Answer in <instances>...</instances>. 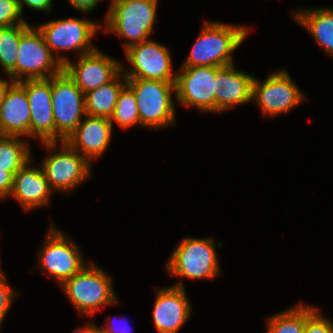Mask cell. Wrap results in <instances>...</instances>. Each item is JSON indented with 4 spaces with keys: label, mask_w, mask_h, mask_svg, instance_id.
Wrapping results in <instances>:
<instances>
[{
    "label": "cell",
    "mask_w": 333,
    "mask_h": 333,
    "mask_svg": "<svg viewBox=\"0 0 333 333\" xmlns=\"http://www.w3.org/2000/svg\"><path fill=\"white\" fill-rule=\"evenodd\" d=\"M16 292L6 284V277L4 274L0 275V327L3 319L9 310Z\"/></svg>",
    "instance_id": "obj_29"
},
{
    "label": "cell",
    "mask_w": 333,
    "mask_h": 333,
    "mask_svg": "<svg viewBox=\"0 0 333 333\" xmlns=\"http://www.w3.org/2000/svg\"><path fill=\"white\" fill-rule=\"evenodd\" d=\"M112 126L115 120L122 128L140 125L137 102L132 89L126 84L119 93L114 113L110 118Z\"/></svg>",
    "instance_id": "obj_26"
},
{
    "label": "cell",
    "mask_w": 333,
    "mask_h": 333,
    "mask_svg": "<svg viewBox=\"0 0 333 333\" xmlns=\"http://www.w3.org/2000/svg\"><path fill=\"white\" fill-rule=\"evenodd\" d=\"M76 329L78 330V331H76ZM75 329V333H93V324H90V325H88L87 324V327L86 328H76Z\"/></svg>",
    "instance_id": "obj_35"
},
{
    "label": "cell",
    "mask_w": 333,
    "mask_h": 333,
    "mask_svg": "<svg viewBox=\"0 0 333 333\" xmlns=\"http://www.w3.org/2000/svg\"><path fill=\"white\" fill-rule=\"evenodd\" d=\"M126 57L133 69L126 71V79H147L175 82L171 57L168 49L158 43L147 40L127 48Z\"/></svg>",
    "instance_id": "obj_10"
},
{
    "label": "cell",
    "mask_w": 333,
    "mask_h": 333,
    "mask_svg": "<svg viewBox=\"0 0 333 333\" xmlns=\"http://www.w3.org/2000/svg\"><path fill=\"white\" fill-rule=\"evenodd\" d=\"M254 77L237 71L234 65L216 67L215 112L252 100Z\"/></svg>",
    "instance_id": "obj_18"
},
{
    "label": "cell",
    "mask_w": 333,
    "mask_h": 333,
    "mask_svg": "<svg viewBox=\"0 0 333 333\" xmlns=\"http://www.w3.org/2000/svg\"><path fill=\"white\" fill-rule=\"evenodd\" d=\"M63 70L86 94L110 82L122 70V65L95 49L90 53L79 55L77 65L68 60Z\"/></svg>",
    "instance_id": "obj_15"
},
{
    "label": "cell",
    "mask_w": 333,
    "mask_h": 333,
    "mask_svg": "<svg viewBox=\"0 0 333 333\" xmlns=\"http://www.w3.org/2000/svg\"><path fill=\"white\" fill-rule=\"evenodd\" d=\"M14 175L8 171V167H0V198L11 194Z\"/></svg>",
    "instance_id": "obj_30"
},
{
    "label": "cell",
    "mask_w": 333,
    "mask_h": 333,
    "mask_svg": "<svg viewBox=\"0 0 333 333\" xmlns=\"http://www.w3.org/2000/svg\"><path fill=\"white\" fill-rule=\"evenodd\" d=\"M247 28L223 23L204 24L190 55L182 67H225L233 64L231 53L245 39Z\"/></svg>",
    "instance_id": "obj_1"
},
{
    "label": "cell",
    "mask_w": 333,
    "mask_h": 333,
    "mask_svg": "<svg viewBox=\"0 0 333 333\" xmlns=\"http://www.w3.org/2000/svg\"><path fill=\"white\" fill-rule=\"evenodd\" d=\"M19 136L0 135V167H8L13 175L28 161L30 150Z\"/></svg>",
    "instance_id": "obj_23"
},
{
    "label": "cell",
    "mask_w": 333,
    "mask_h": 333,
    "mask_svg": "<svg viewBox=\"0 0 333 333\" xmlns=\"http://www.w3.org/2000/svg\"><path fill=\"white\" fill-rule=\"evenodd\" d=\"M113 326V325H112ZM110 324L109 326L107 325V328L102 329L105 333H127L126 327H124L123 329L118 328V327H112ZM127 326V325H126Z\"/></svg>",
    "instance_id": "obj_34"
},
{
    "label": "cell",
    "mask_w": 333,
    "mask_h": 333,
    "mask_svg": "<svg viewBox=\"0 0 333 333\" xmlns=\"http://www.w3.org/2000/svg\"><path fill=\"white\" fill-rule=\"evenodd\" d=\"M21 16L17 0H0V27L27 24Z\"/></svg>",
    "instance_id": "obj_28"
},
{
    "label": "cell",
    "mask_w": 333,
    "mask_h": 333,
    "mask_svg": "<svg viewBox=\"0 0 333 333\" xmlns=\"http://www.w3.org/2000/svg\"><path fill=\"white\" fill-rule=\"evenodd\" d=\"M213 240L185 238L174 250L167 264L171 275L188 278H214L219 275Z\"/></svg>",
    "instance_id": "obj_7"
},
{
    "label": "cell",
    "mask_w": 333,
    "mask_h": 333,
    "mask_svg": "<svg viewBox=\"0 0 333 333\" xmlns=\"http://www.w3.org/2000/svg\"><path fill=\"white\" fill-rule=\"evenodd\" d=\"M29 163L30 161L14 175L11 191V195L22 204L25 211L48 204L52 191L42 167L31 168Z\"/></svg>",
    "instance_id": "obj_20"
},
{
    "label": "cell",
    "mask_w": 333,
    "mask_h": 333,
    "mask_svg": "<svg viewBox=\"0 0 333 333\" xmlns=\"http://www.w3.org/2000/svg\"><path fill=\"white\" fill-rule=\"evenodd\" d=\"M98 2L99 0H69L73 8L85 13L94 9Z\"/></svg>",
    "instance_id": "obj_32"
},
{
    "label": "cell",
    "mask_w": 333,
    "mask_h": 333,
    "mask_svg": "<svg viewBox=\"0 0 333 333\" xmlns=\"http://www.w3.org/2000/svg\"><path fill=\"white\" fill-rule=\"evenodd\" d=\"M61 150L51 152L43 161L42 169L53 190H72L90 175V162L65 141Z\"/></svg>",
    "instance_id": "obj_13"
},
{
    "label": "cell",
    "mask_w": 333,
    "mask_h": 333,
    "mask_svg": "<svg viewBox=\"0 0 333 333\" xmlns=\"http://www.w3.org/2000/svg\"><path fill=\"white\" fill-rule=\"evenodd\" d=\"M157 293L153 310L155 328L159 333H177L191 312L182 282Z\"/></svg>",
    "instance_id": "obj_16"
},
{
    "label": "cell",
    "mask_w": 333,
    "mask_h": 333,
    "mask_svg": "<svg viewBox=\"0 0 333 333\" xmlns=\"http://www.w3.org/2000/svg\"><path fill=\"white\" fill-rule=\"evenodd\" d=\"M126 84L134 92L137 102L140 125L163 128L176 122L171 93L175 82L147 79H126Z\"/></svg>",
    "instance_id": "obj_4"
},
{
    "label": "cell",
    "mask_w": 333,
    "mask_h": 333,
    "mask_svg": "<svg viewBox=\"0 0 333 333\" xmlns=\"http://www.w3.org/2000/svg\"><path fill=\"white\" fill-rule=\"evenodd\" d=\"M93 333H105L102 329L97 326L93 325Z\"/></svg>",
    "instance_id": "obj_36"
},
{
    "label": "cell",
    "mask_w": 333,
    "mask_h": 333,
    "mask_svg": "<svg viewBox=\"0 0 333 333\" xmlns=\"http://www.w3.org/2000/svg\"><path fill=\"white\" fill-rule=\"evenodd\" d=\"M111 283V278L92 264L65 280L61 287L82 314L92 315L99 306L117 302Z\"/></svg>",
    "instance_id": "obj_5"
},
{
    "label": "cell",
    "mask_w": 333,
    "mask_h": 333,
    "mask_svg": "<svg viewBox=\"0 0 333 333\" xmlns=\"http://www.w3.org/2000/svg\"><path fill=\"white\" fill-rule=\"evenodd\" d=\"M304 333H333V323L322 317L316 308L307 306Z\"/></svg>",
    "instance_id": "obj_27"
},
{
    "label": "cell",
    "mask_w": 333,
    "mask_h": 333,
    "mask_svg": "<svg viewBox=\"0 0 333 333\" xmlns=\"http://www.w3.org/2000/svg\"><path fill=\"white\" fill-rule=\"evenodd\" d=\"M13 83V81H11V83H8V81H4V79H0V105L3 102V98L5 96V93L8 89V87Z\"/></svg>",
    "instance_id": "obj_33"
},
{
    "label": "cell",
    "mask_w": 333,
    "mask_h": 333,
    "mask_svg": "<svg viewBox=\"0 0 333 333\" xmlns=\"http://www.w3.org/2000/svg\"><path fill=\"white\" fill-rule=\"evenodd\" d=\"M30 116L26 90L13 82L0 105V135L30 137Z\"/></svg>",
    "instance_id": "obj_19"
},
{
    "label": "cell",
    "mask_w": 333,
    "mask_h": 333,
    "mask_svg": "<svg viewBox=\"0 0 333 333\" xmlns=\"http://www.w3.org/2000/svg\"><path fill=\"white\" fill-rule=\"evenodd\" d=\"M294 19L308 29L327 53L333 54V10L329 8L304 10L303 13L294 14Z\"/></svg>",
    "instance_id": "obj_22"
},
{
    "label": "cell",
    "mask_w": 333,
    "mask_h": 333,
    "mask_svg": "<svg viewBox=\"0 0 333 333\" xmlns=\"http://www.w3.org/2000/svg\"><path fill=\"white\" fill-rule=\"evenodd\" d=\"M156 7L157 0H111L105 31L131 40L124 43L125 50L147 41L156 20Z\"/></svg>",
    "instance_id": "obj_3"
},
{
    "label": "cell",
    "mask_w": 333,
    "mask_h": 333,
    "mask_svg": "<svg viewBox=\"0 0 333 333\" xmlns=\"http://www.w3.org/2000/svg\"><path fill=\"white\" fill-rule=\"evenodd\" d=\"M25 90L30 105V136L39 137L48 149L56 147L52 109L51 77L18 82Z\"/></svg>",
    "instance_id": "obj_8"
},
{
    "label": "cell",
    "mask_w": 333,
    "mask_h": 333,
    "mask_svg": "<svg viewBox=\"0 0 333 333\" xmlns=\"http://www.w3.org/2000/svg\"><path fill=\"white\" fill-rule=\"evenodd\" d=\"M262 108L266 115L286 113L304 100L300 92L286 72L280 70L271 74L263 83L254 78L252 85V100Z\"/></svg>",
    "instance_id": "obj_14"
},
{
    "label": "cell",
    "mask_w": 333,
    "mask_h": 333,
    "mask_svg": "<svg viewBox=\"0 0 333 333\" xmlns=\"http://www.w3.org/2000/svg\"><path fill=\"white\" fill-rule=\"evenodd\" d=\"M122 71L124 70H121L110 82L85 94V113L87 115L109 119L112 117L119 93L127 81ZM122 76L125 80L123 84L117 81Z\"/></svg>",
    "instance_id": "obj_21"
},
{
    "label": "cell",
    "mask_w": 333,
    "mask_h": 333,
    "mask_svg": "<svg viewBox=\"0 0 333 333\" xmlns=\"http://www.w3.org/2000/svg\"><path fill=\"white\" fill-rule=\"evenodd\" d=\"M267 321V333H304L306 307L298 304L285 312L270 317Z\"/></svg>",
    "instance_id": "obj_24"
},
{
    "label": "cell",
    "mask_w": 333,
    "mask_h": 333,
    "mask_svg": "<svg viewBox=\"0 0 333 333\" xmlns=\"http://www.w3.org/2000/svg\"><path fill=\"white\" fill-rule=\"evenodd\" d=\"M176 74L175 92L179 103L197 106L203 111H215L216 67H182Z\"/></svg>",
    "instance_id": "obj_11"
},
{
    "label": "cell",
    "mask_w": 333,
    "mask_h": 333,
    "mask_svg": "<svg viewBox=\"0 0 333 333\" xmlns=\"http://www.w3.org/2000/svg\"><path fill=\"white\" fill-rule=\"evenodd\" d=\"M20 38L21 24L0 27V64L7 74L16 66Z\"/></svg>",
    "instance_id": "obj_25"
},
{
    "label": "cell",
    "mask_w": 333,
    "mask_h": 333,
    "mask_svg": "<svg viewBox=\"0 0 333 333\" xmlns=\"http://www.w3.org/2000/svg\"><path fill=\"white\" fill-rule=\"evenodd\" d=\"M37 28L51 52L80 50L83 55L96 49L90 41L100 27L89 20L68 18L44 23Z\"/></svg>",
    "instance_id": "obj_12"
},
{
    "label": "cell",
    "mask_w": 333,
    "mask_h": 333,
    "mask_svg": "<svg viewBox=\"0 0 333 333\" xmlns=\"http://www.w3.org/2000/svg\"><path fill=\"white\" fill-rule=\"evenodd\" d=\"M85 117L65 142L91 162V158H98L108 147L113 126L109 118L87 114Z\"/></svg>",
    "instance_id": "obj_17"
},
{
    "label": "cell",
    "mask_w": 333,
    "mask_h": 333,
    "mask_svg": "<svg viewBox=\"0 0 333 333\" xmlns=\"http://www.w3.org/2000/svg\"><path fill=\"white\" fill-rule=\"evenodd\" d=\"M18 1V6L23 13V5L26 4L28 7L36 9V10H42V11H48L52 7V0H17Z\"/></svg>",
    "instance_id": "obj_31"
},
{
    "label": "cell",
    "mask_w": 333,
    "mask_h": 333,
    "mask_svg": "<svg viewBox=\"0 0 333 333\" xmlns=\"http://www.w3.org/2000/svg\"><path fill=\"white\" fill-rule=\"evenodd\" d=\"M45 246L39 252V262L42 270L49 276L60 281V285L67 279L79 273L86 265L82 261L79 247L55 228H50ZM70 241V242H69Z\"/></svg>",
    "instance_id": "obj_9"
},
{
    "label": "cell",
    "mask_w": 333,
    "mask_h": 333,
    "mask_svg": "<svg viewBox=\"0 0 333 333\" xmlns=\"http://www.w3.org/2000/svg\"><path fill=\"white\" fill-rule=\"evenodd\" d=\"M52 109L55 122V142L65 141L82 121L85 94L63 70L51 77Z\"/></svg>",
    "instance_id": "obj_6"
},
{
    "label": "cell",
    "mask_w": 333,
    "mask_h": 333,
    "mask_svg": "<svg viewBox=\"0 0 333 333\" xmlns=\"http://www.w3.org/2000/svg\"><path fill=\"white\" fill-rule=\"evenodd\" d=\"M18 50L16 66L8 73L13 82L22 81L25 74L26 80L56 76L68 61L62 56L54 58L39 29H32L28 24H21Z\"/></svg>",
    "instance_id": "obj_2"
}]
</instances>
